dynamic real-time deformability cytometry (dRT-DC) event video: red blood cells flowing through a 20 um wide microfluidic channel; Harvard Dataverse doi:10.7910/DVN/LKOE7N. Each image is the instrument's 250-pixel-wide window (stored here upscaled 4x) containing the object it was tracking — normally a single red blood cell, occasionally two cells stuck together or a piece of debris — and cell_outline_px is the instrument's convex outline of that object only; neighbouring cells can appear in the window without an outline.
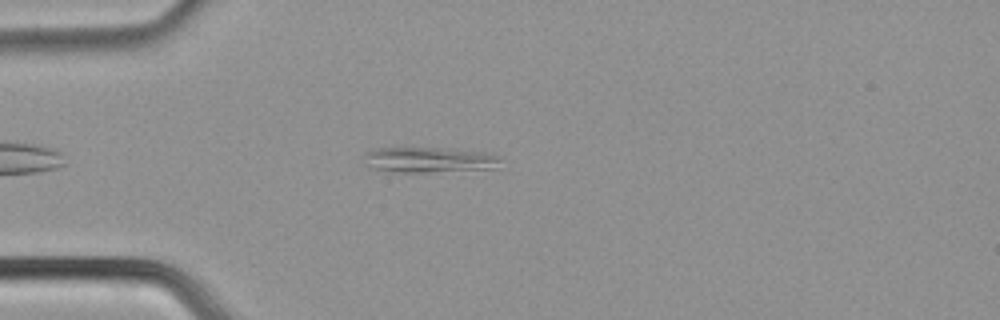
{"species": "common noctule bat (a hibernating species)", "species_latin": "Nyctalus noctula", "temperature_condition": "cold", "stored_images_in_passage": 46, "camera_frame_rate_fps": 3000, "um_per_image_px": 0.085, "animal": {"sex": "male", "body_mass_g": 21.5, "forearm_length_mm": 52.0}, "frame": {"image": 1, "passage_image": 6, "time_ms": 1.667, "image_size_px": [1000, 320], "cell_outline_px": [[500, 160], [496, 168], [428, 172], [404, 172], [376, 168], [368, 164], [364, 156], [368, 152], [376, 148], [440, 148], [492, 152], [500, 156]], "centroid_in_image_um": [36.6, 13.57], "position_along_channel_um": 48.4, "area_um2": 19.88}}
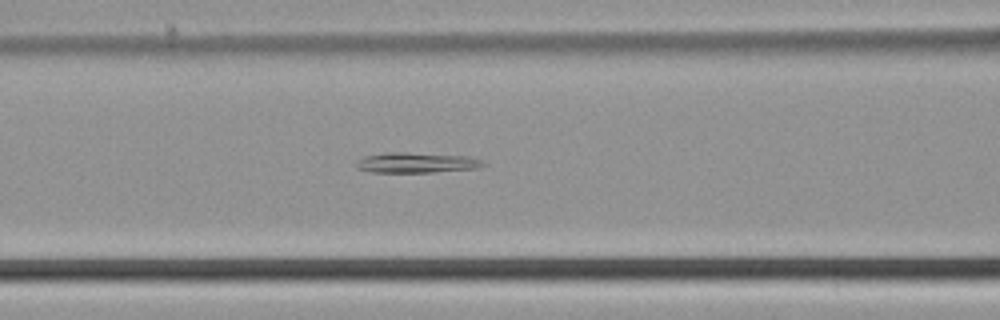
{"frame": {"image": 2, "passage_image": 14, "time_ms": 4.333, "image_size_px": [1000, 320], "cell_outline_px": [[484, 164], [476, 168], [432, 172], [372, 172], [356, 168], [356, 160], [364, 156], [384, 152], [404, 152], [468, 156], [484, 160]], "centroid_in_image_um": [35.35, 13.81], "position_along_channel_um": 131.3, "area_um2": 15.03}}
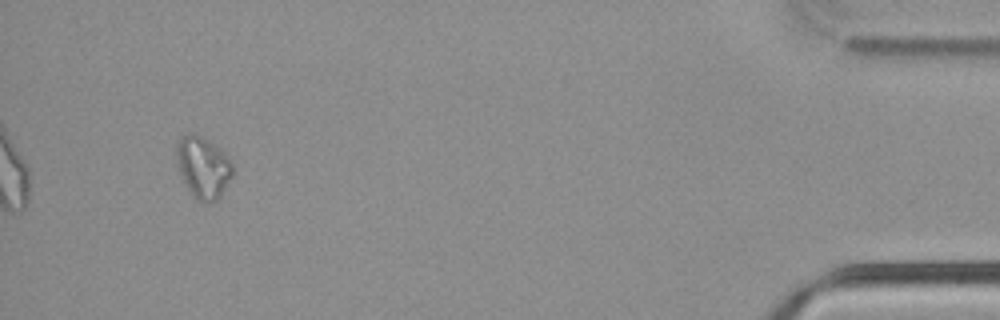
{"frame": {"image": 3, "passage_image": 43, "time_ms": 14.0, "image_size_px": [1000, 320], "cell_outline_px": [[232, 176], [220, 196], [216, 200], [196, 200], [188, 188], [180, 172], [176, 156], [176, 144], [180, 136], [188, 132], [192, 132], [204, 136], [228, 152], [232, 164]], "centroid_in_image_um": [17.28, 14.12], "position_along_channel_um": 417.9, "area_um2": 20.35}}